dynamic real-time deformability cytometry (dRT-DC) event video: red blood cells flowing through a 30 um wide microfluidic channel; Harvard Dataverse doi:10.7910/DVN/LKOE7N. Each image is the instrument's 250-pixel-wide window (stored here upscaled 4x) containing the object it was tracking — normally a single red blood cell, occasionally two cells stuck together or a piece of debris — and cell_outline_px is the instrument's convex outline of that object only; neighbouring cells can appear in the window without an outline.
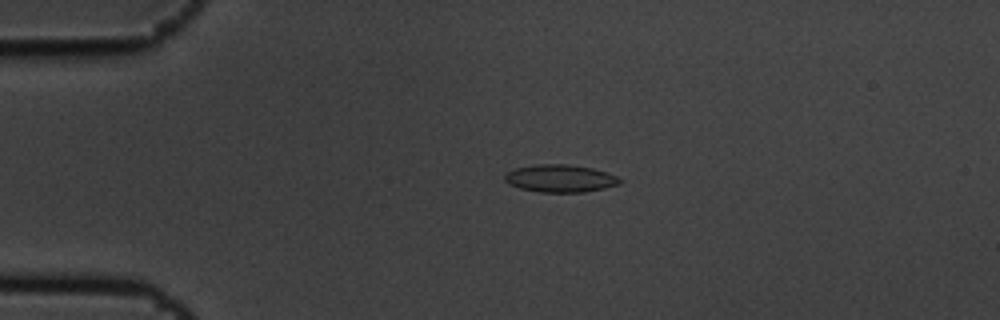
{"species": "common noctule bat (a hibernating species)", "species_latin": "Nyctalus noctula", "temperature_condition": "cold", "stored_images_in_passage": 4, "camera_frame_rate_fps": 3000, "um_per_image_px": 0.085, "animal": {"sex": "male", "body_mass_g": 19.5, "forearm_length_mm": 54.6}, "frame": {"image": 1, "passage_image": 3, "time_ms": 0.667, "image_size_px": [1000, 320], "cell_outline_px": [[624, 180], [620, 184], [604, 188], [584, 192], [540, 192], [520, 188], [508, 184], [504, 180], [504, 172], [516, 168], [536, 164], [568, 164], [592, 168], [608, 172]], "centroid_in_image_um": [47.61, 15.16], "position_along_channel_um": 37.4, "area_um2": 18.67}}